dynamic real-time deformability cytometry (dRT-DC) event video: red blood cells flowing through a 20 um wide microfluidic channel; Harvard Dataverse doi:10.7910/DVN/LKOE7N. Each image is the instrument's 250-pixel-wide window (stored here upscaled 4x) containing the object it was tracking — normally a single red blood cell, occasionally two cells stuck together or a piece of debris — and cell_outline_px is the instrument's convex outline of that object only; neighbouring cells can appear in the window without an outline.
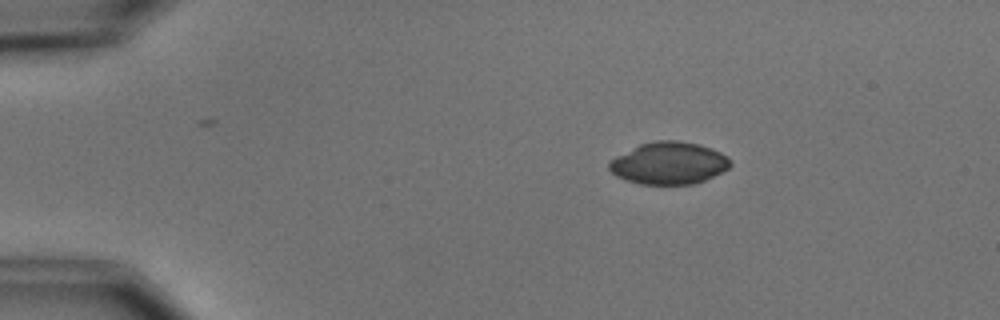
{"species": "common noctule bat (a hibernating species)", "species_latin": "Nyctalus noctula", "temperature_condition": "cold", "stored_images_in_passage": 3, "camera_frame_rate_fps": 3000, "um_per_image_px": 0.085, "animal": {"sex": "male", "body_mass_g": 15.6}, "frame": {"image": 1, "passage_image": 1, "time_ms": 0.0, "image_size_px": [1000, 320], "cell_outline_px": [[732, 164], [728, 168], [704, 180], [692, 184], [640, 184], [616, 176], [608, 168], [608, 160], [640, 144], [656, 140], [676, 140], [700, 144], [712, 148], [728, 156], [732, 160]], "centroid_in_image_um": [56.86, 13.85], "position_along_channel_um": 28.1, "area_um2": 29.82}}